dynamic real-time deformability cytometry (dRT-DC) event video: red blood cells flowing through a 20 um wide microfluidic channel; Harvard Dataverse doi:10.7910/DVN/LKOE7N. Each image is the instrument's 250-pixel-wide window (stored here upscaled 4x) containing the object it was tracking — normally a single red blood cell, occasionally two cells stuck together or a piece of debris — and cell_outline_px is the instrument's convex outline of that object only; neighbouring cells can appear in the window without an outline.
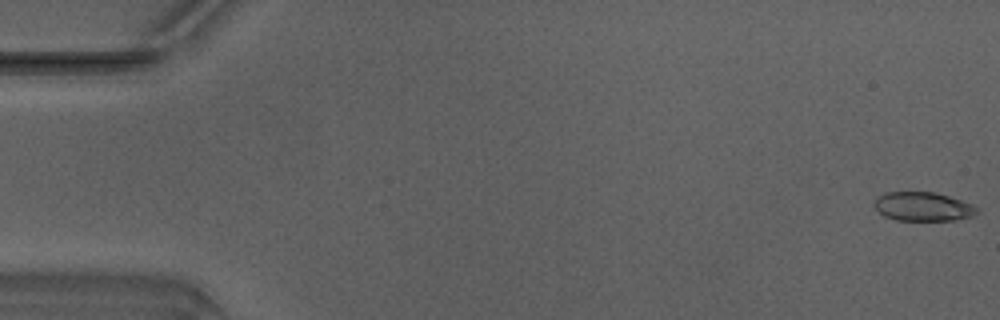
{"species": "Egyptian fruit bat (a non-hibernating species)", "species_latin": "Rousettus aegyptiacus", "temperature_condition": "warm", "stored_images_in_passage": 44, "camera_frame_rate_fps": 3000, "um_per_image_px": 0.085, "animal": {"sex": "male"}, "frame": {"image": 1, "passage_image": 1, "time_ms": 0.0, "image_size_px": [1000, 320], "cell_outline_px": [[980, 212], [972, 216], [956, 220], [896, 220], [884, 216], [872, 204], [884, 192], [936, 192], [972, 204], [980, 208]], "centroid_in_image_um": [78.49, 17.56], "position_along_channel_um": 6.5, "area_um2": 17.34}}
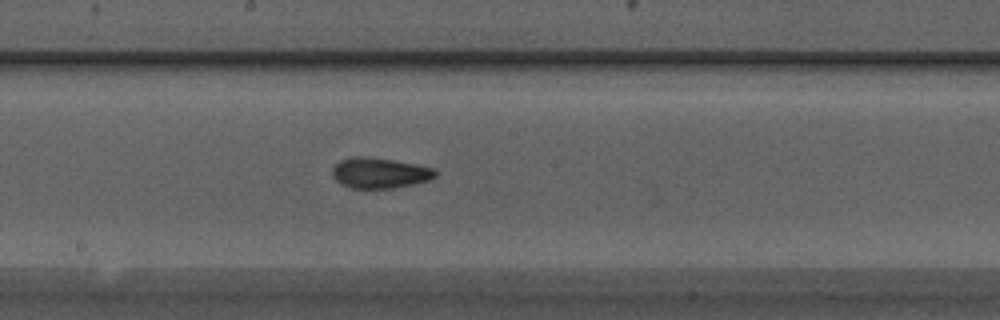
{"frame": {"image": 2, "passage_image": 27, "time_ms": 8.667, "image_size_px": [1000, 320], "cell_outline_px": [[440, 172], [436, 176], [428, 180], [412, 184], [392, 188], [352, 188], [340, 184], [332, 176], [332, 168], [340, 160], [348, 156], [364, 156], [392, 160], [416, 164], [432, 168]], "centroid_in_image_um": [32.24, 14.69], "position_along_channel_um": 216.0, "area_um2": 18.38}}
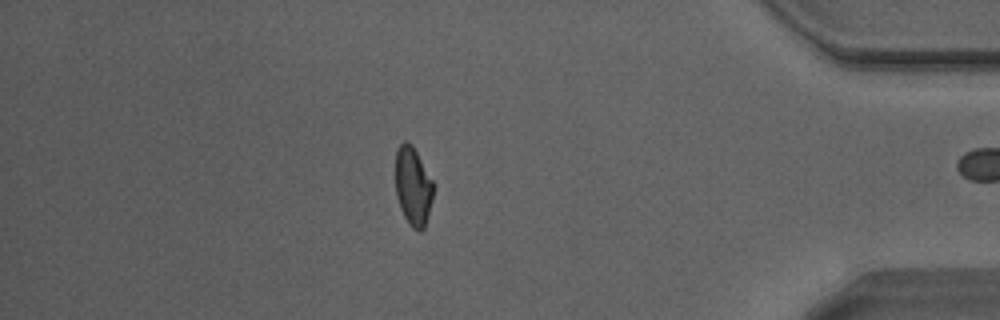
{"frame": {"image": 3, "passage_image": 43, "time_ms": 14.0, "image_size_px": [1000, 320], "cell_outline_px": [[432, 200], [428, 216], [424, 228], [420, 232], [412, 228], [408, 224], [400, 208], [396, 196], [396, 148], [404, 140], [412, 144], [432, 180]], "centroid_in_image_um": [35.09, 15.85], "position_along_channel_um": 400.1, "area_um2": 17.28}, "authors_computed_cell_mechanics": {"area_um2": 18.0336, "velocity_mm_per_s": 4.1995, "shape_relaxation_time_tau1_ms": 5.1097, "shape_relaxation_time_tau2_ms": 1.6805, "deformation_change_tau1": 0.18, "deformation_change_tau2": 0.0906}}